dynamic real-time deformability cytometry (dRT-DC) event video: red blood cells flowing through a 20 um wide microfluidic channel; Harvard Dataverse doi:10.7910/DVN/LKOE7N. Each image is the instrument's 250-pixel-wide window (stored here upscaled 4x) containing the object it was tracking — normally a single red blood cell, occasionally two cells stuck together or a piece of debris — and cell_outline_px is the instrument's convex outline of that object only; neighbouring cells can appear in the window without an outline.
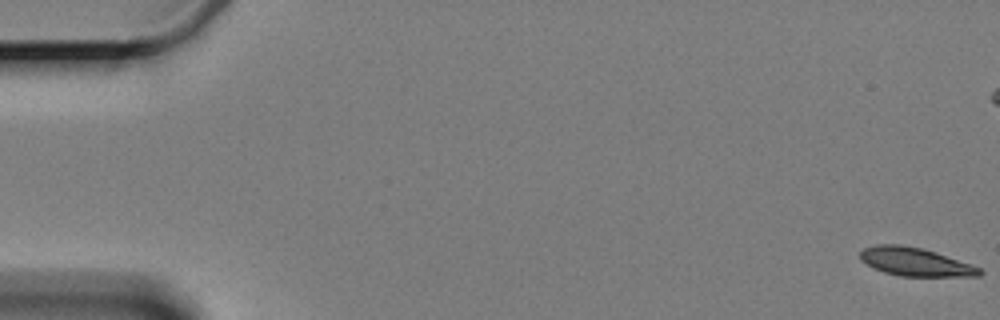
{"species": "Egyptian fruit bat (a non-hibernating species)", "species_latin": "Rousettus aegyptiacus", "temperature_condition": "cold", "stored_images_in_passage": 8, "camera_frame_rate_fps": 3000, "um_per_image_px": 0.085, "animal": {"sex": "female"}, "frame": {"image": 1, "passage_image": 1, "time_ms": 0.0, "image_size_px": [1000, 320], "cell_outline_px": [[984, 272], [980, 276], [900, 276], [884, 272], [860, 260], [860, 252], [864, 248], [876, 244], [900, 244], [920, 248], [936, 252], [980, 268]], "centroid_in_image_um": [77.78, 22.25], "position_along_channel_um": 7.2, "area_um2": 19.48}}
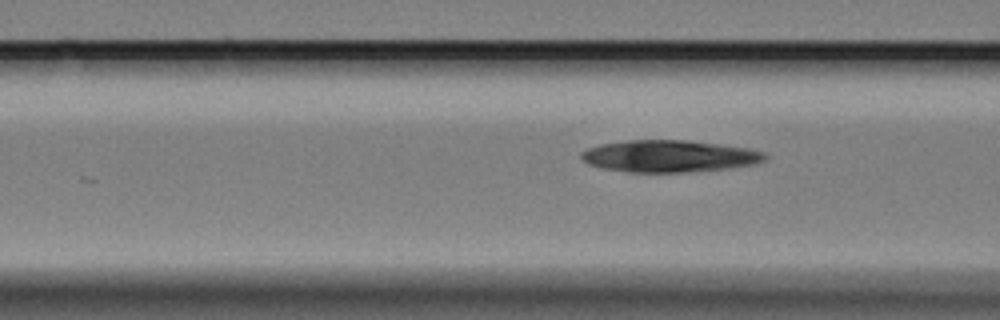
{"frame": {"image": 2, "passage_image": 8, "time_ms": 9.667, "image_size_px": [1000, 320], "cell_outline_px": [[768, 156], [764, 160], [752, 164], [728, 168], [684, 172], [632, 172], [604, 168], [588, 164], [580, 156], [580, 152], [588, 148], [600, 144], [628, 140], [688, 140], [720, 144], [748, 148], [764, 152]], "centroid_in_image_um": [56.87, 13.26], "position_along_channel_um": 109.7, "area_um2": 33.99}}